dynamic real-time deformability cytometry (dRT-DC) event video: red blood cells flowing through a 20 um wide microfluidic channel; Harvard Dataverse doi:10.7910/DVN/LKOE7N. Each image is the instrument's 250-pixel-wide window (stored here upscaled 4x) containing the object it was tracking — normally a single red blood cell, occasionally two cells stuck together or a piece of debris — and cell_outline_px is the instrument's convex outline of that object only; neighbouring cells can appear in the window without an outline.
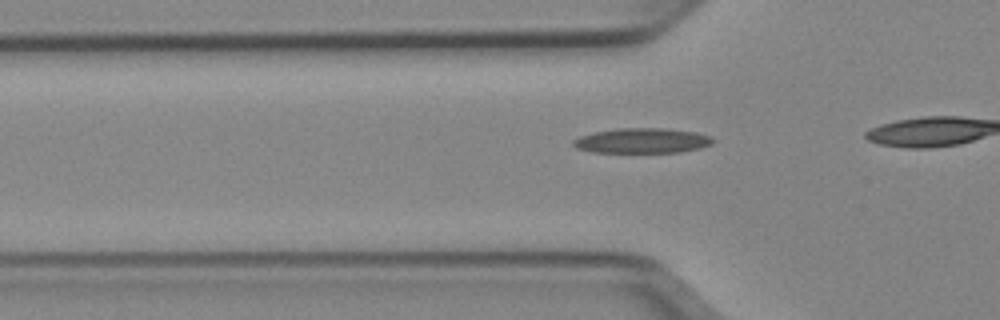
{"species": "Egyptian fruit bat (a non-hibernating species)", "species_latin": "Rousettus aegyptiacus", "temperature_condition": "cold", "stored_images_in_passage": 20, "camera_frame_rate_fps": 3000, "um_per_image_px": 0.085, "animal": {"sex": "female"}, "frame": {"image": 1, "passage_image": 14, "time_ms": 4.333, "image_size_px": [1000, 320], "cell_outline_px": [[716, 140], [712, 144], [700, 148], [680, 152], [592, 152], [576, 148], [572, 144], [572, 140], [580, 136], [592, 132], [616, 128], [664, 128], [696, 132], [712, 136]], "centroid_in_image_um": [54.59, 11.95], "position_along_channel_um": 71.2, "area_um2": 20.58}}
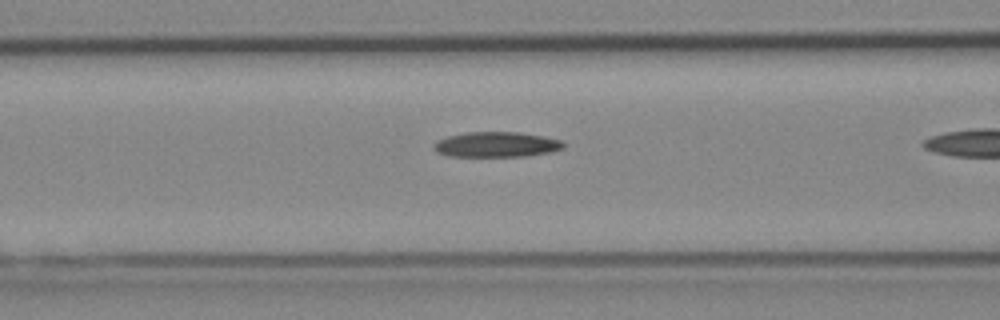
{"frame": {"image": 2, "passage_image": 18, "time_ms": 5.667, "image_size_px": [1000, 320], "cell_outline_px": [[564, 148], [552, 152], [524, 156], [448, 156], [436, 152], [432, 148], [432, 144], [436, 140], [448, 136], [464, 132], [520, 132], [544, 136], [564, 140]], "centroid_in_image_um": [42.19, 12.28], "position_along_channel_um": 124.4, "area_um2": 19.36}}